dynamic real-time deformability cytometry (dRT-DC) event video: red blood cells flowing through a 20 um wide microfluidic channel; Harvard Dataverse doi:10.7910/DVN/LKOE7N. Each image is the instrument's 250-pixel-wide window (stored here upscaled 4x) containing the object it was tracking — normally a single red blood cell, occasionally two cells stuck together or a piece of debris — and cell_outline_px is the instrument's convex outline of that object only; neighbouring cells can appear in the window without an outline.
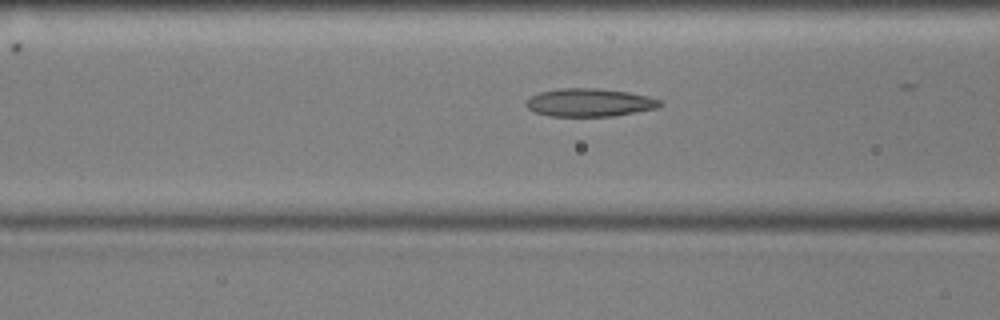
{"species": "common noctule bat (a hibernating species)", "species_latin": "Nyctalus noctula", "temperature_condition": "cold", "stored_images_in_passage": 49, "camera_frame_rate_fps": 3000, "um_per_image_px": 0.085, "animal": {"sex": "male", "body_mass_g": 17.9, "forearm_length_mm": 54.2}, "frame": {"image": 1, "passage_image": 15, "time_ms": 4.667, "image_size_px": [1000, 320], "cell_outline_px": [[664, 104], [660, 108], [612, 116], [552, 116], [536, 112], [528, 108], [524, 104], [524, 100], [540, 92], [560, 88], [596, 88], [628, 92], [648, 96], [660, 100]], "centroid_in_image_um": [50.13, 8.71], "position_along_channel_um": 116.5, "area_um2": 21.96}}
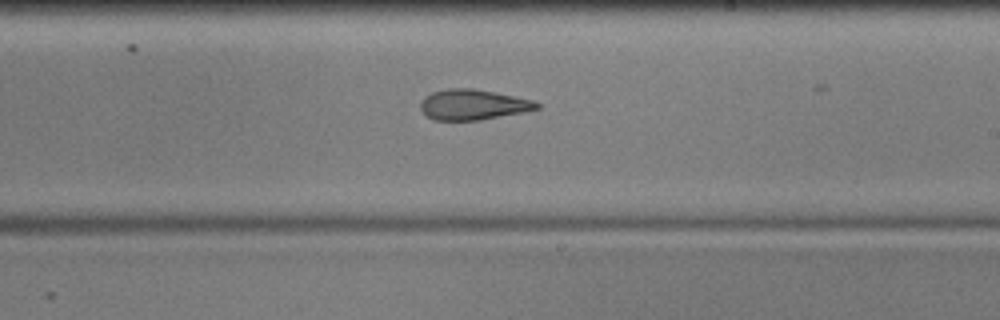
{"frame": {"image": 2, "passage_image": 26, "time_ms": 8.333, "image_size_px": [1000, 320], "cell_outline_px": [[540, 108], [524, 112], [480, 120], [432, 120], [420, 108], [420, 104], [424, 96], [432, 92], [448, 88], [472, 88], [532, 100], [540, 104]], "centroid_in_image_um": [40.18, 8.9], "position_along_channel_um": 248.8, "area_um2": 20.46}}
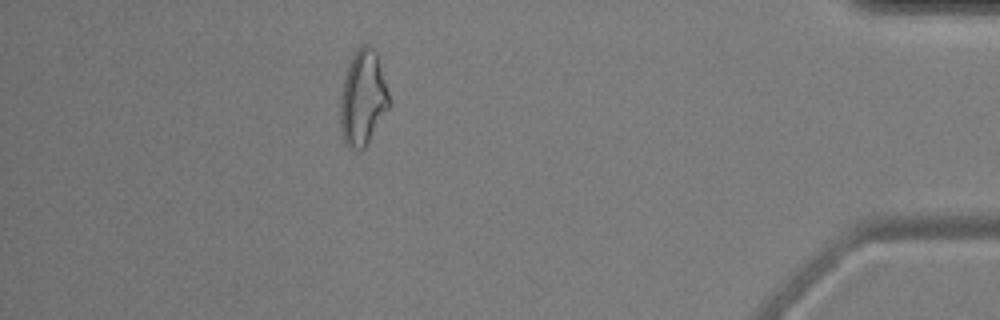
{"frame": {"image": 3, "passage_image": 43, "time_ms": 14.0, "image_size_px": [1000, 320], "cell_outline_px": [[388, 108], [364, 148], [352, 148], [344, 140], [340, 124], [340, 96], [348, 64], [352, 56], [360, 44], [368, 44], [376, 52], [388, 92]], "centroid_in_image_um": [30.82, 8.28], "position_along_channel_um": 404.4, "area_um2": 26.36}, "authors_computed_cell_mechanics": {"area_um2": 22.1952, "velocity_mm_per_s": 3.6024, "shape_relaxation_time_tau1_ms": null, "shape_relaxation_time_tau2_ms": 2.311, "deformation_change_tau1": null, "deformation_change_tau2": 0.0997}}